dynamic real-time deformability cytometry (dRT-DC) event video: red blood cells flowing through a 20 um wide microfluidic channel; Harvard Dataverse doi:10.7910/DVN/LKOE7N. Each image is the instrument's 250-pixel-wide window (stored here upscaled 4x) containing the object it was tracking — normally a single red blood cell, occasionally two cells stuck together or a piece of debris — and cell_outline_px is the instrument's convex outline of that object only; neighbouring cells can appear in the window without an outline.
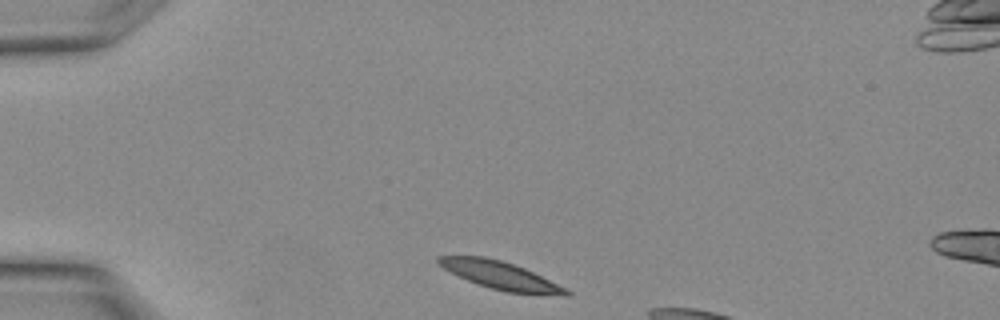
{"species": "Egyptian fruit bat (a non-hibernating species)", "species_latin": "Rousettus aegyptiacus", "temperature_condition": "warm", "stored_images_in_passage": 4, "camera_frame_rate_fps": 3000, "um_per_image_px": 0.085, "animal": {"sex": "female"}, "frame": {"image": 1, "passage_image": 1, "time_ms": 0.0, "image_size_px": [1000, 320], "cell_outline_px": [[572, 296], [564, 296], [508, 292], [476, 284], [444, 268], [436, 260], [436, 256], [484, 256], [500, 260], [524, 268], [568, 288], [572, 292]], "centroid_in_image_um": [42.62, 23.42], "position_along_channel_um": 42.4, "area_um2": 20.58}}